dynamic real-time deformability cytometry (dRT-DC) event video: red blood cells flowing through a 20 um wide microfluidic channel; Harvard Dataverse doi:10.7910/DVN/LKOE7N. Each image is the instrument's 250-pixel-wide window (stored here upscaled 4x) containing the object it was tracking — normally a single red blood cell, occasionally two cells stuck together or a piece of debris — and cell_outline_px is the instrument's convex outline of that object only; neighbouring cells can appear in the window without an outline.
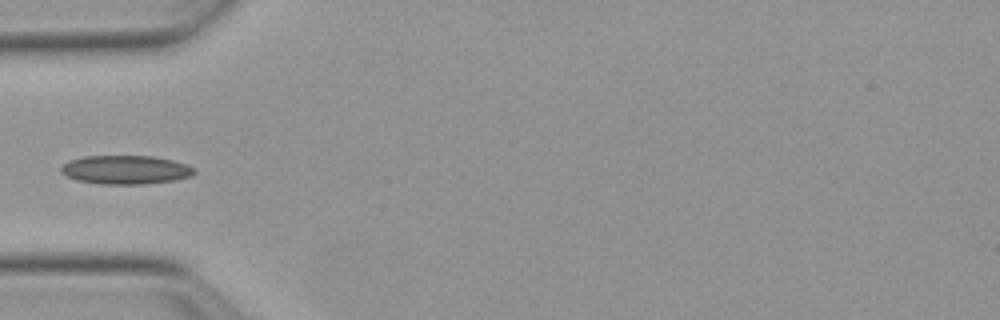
{"species": "Egyptian fruit bat (a non-hibernating species)", "species_latin": "Rousettus aegyptiacus", "temperature_condition": "warm", "stored_images_in_passage": 4, "camera_frame_rate_fps": 3000, "um_per_image_px": 0.085, "animal": {"sex": "female"}, "frame": {"image": 1, "passage_image": 1, "time_ms": 0.0, "image_size_px": [1000, 320], "cell_outline_px": [[196, 172], [188, 176], [172, 180], [144, 184], [100, 184], [76, 180], [60, 172], [60, 168], [68, 160], [84, 156], [152, 156], [172, 160], [188, 164], [196, 168]], "centroid_in_image_um": [10.66, 14.42], "position_along_channel_um": 74.3, "area_um2": 22.31}}
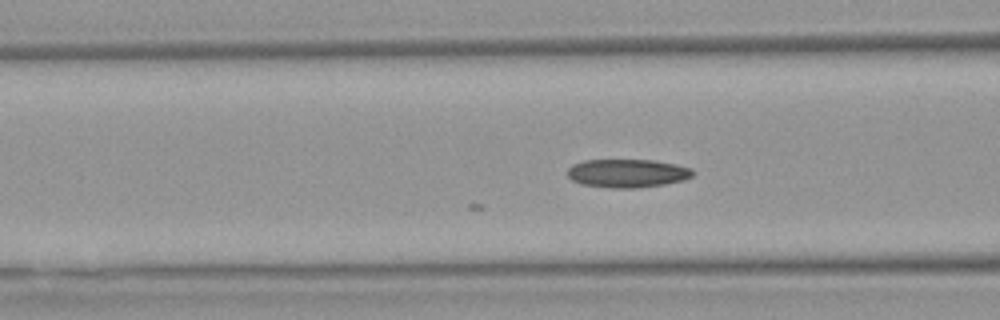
{"frame": {"image": 2, "passage_image": 4, "time_ms": 1.0, "image_size_px": [1000, 320], "cell_outline_px": [[692, 176], [684, 180], [664, 184], [636, 188], [612, 188], [580, 184], [572, 180], [568, 176], [568, 168], [572, 164], [584, 160], [656, 160], [676, 164], [692, 168]], "centroid_in_image_um": [53.31, 14.72], "position_along_channel_um": 113.3, "area_um2": 20.81}}